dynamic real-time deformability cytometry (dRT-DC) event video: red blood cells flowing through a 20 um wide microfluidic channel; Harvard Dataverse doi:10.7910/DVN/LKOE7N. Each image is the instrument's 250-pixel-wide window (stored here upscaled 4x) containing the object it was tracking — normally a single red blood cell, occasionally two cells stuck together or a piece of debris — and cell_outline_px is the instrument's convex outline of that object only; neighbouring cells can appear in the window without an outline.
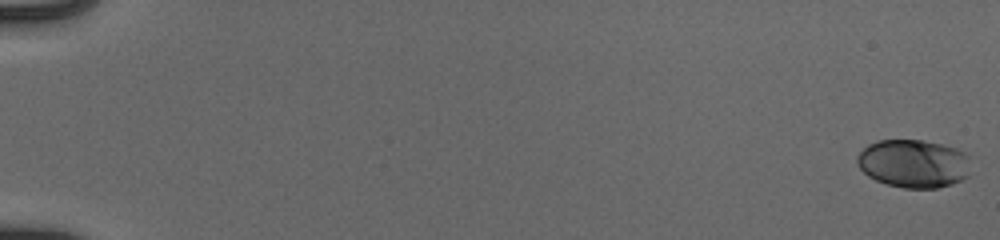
{"species": "human", "species_latin": "Homo sapiens", "temperature_condition": "cold", "stored_images_in_passage": 55, "camera_frame_rate_fps": 3000, "um_per_image_px": 0.085, "donor": {"sex": "male"}, "frame": {"image": 1, "passage_image": 1, "time_ms": 0.0, "image_size_px": [1000, 240], "cell_outline_px": [[968, 176], [952, 184], [936, 188], [904, 188], [888, 184], [876, 180], [868, 176], [856, 164], [856, 156], [868, 144], [876, 140], [924, 140], [956, 148], [964, 152], [968, 156]], "centroid_in_image_um": [77.62, 13.89], "position_along_channel_um": 7.4, "area_um2": 31.91}}
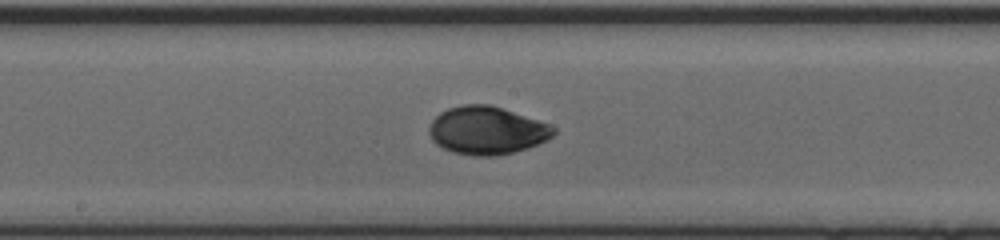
{"frame": {"image": 2, "passage_image": 32, "time_ms": 10.333, "image_size_px": [1000, 240], "cell_outline_px": [[556, 132], [548, 140], [528, 148], [496, 156], [476, 156], [452, 152], [436, 144], [432, 140], [428, 132], [428, 128], [432, 120], [440, 112], [448, 108], [464, 104], [488, 104], [504, 108], [548, 124], [556, 128]], "centroid_in_image_um": [41.37, 11.09], "position_along_channel_um": 206.8, "area_um2": 34.85}}
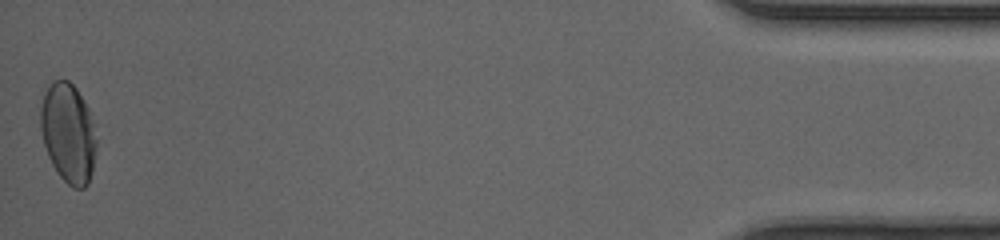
{"frame": {"image": 3, "passage_image": 55, "time_ms": 18.0, "image_size_px": [1000, 240], "cell_outline_px": [[96, 148], [92, 172], [88, 184], [84, 188], [72, 188], [56, 172], [48, 156], [44, 144], [40, 128], [40, 108], [44, 92], [52, 80], [68, 80], [76, 88], [88, 108], [96, 140]], "centroid_in_image_um": [5.78, 11.31], "position_along_channel_um": 429.4, "area_um2": 32.37}, "authors_computed_cell_mechanics": {"area_um2": 32.7726, "velocity_mm_per_s": 3.9612, "shape_relaxation_time_tau1_ms": 3.9018, "shape_relaxation_time_tau2_ms": 1.1542, "deformation_change_tau1": 0.1513, "deformation_change_tau2": 0.0309}}